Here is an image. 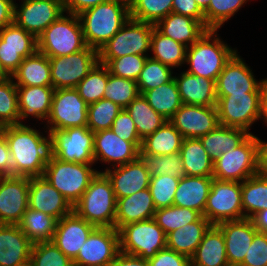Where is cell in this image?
<instances>
[{"label": "cell", "mask_w": 267, "mask_h": 266, "mask_svg": "<svg viewBox=\"0 0 267 266\" xmlns=\"http://www.w3.org/2000/svg\"><path fill=\"white\" fill-rule=\"evenodd\" d=\"M154 26L161 34L187 47H190L208 30L200 21L173 12Z\"/></svg>", "instance_id": "obj_30"}, {"label": "cell", "mask_w": 267, "mask_h": 266, "mask_svg": "<svg viewBox=\"0 0 267 266\" xmlns=\"http://www.w3.org/2000/svg\"><path fill=\"white\" fill-rule=\"evenodd\" d=\"M92 166L63 162L50 155L43 177L74 206L99 172Z\"/></svg>", "instance_id": "obj_6"}, {"label": "cell", "mask_w": 267, "mask_h": 266, "mask_svg": "<svg viewBox=\"0 0 267 266\" xmlns=\"http://www.w3.org/2000/svg\"><path fill=\"white\" fill-rule=\"evenodd\" d=\"M173 68L162 64L160 61L147 57L143 69L136 81L139 94L155 89L162 84L174 79Z\"/></svg>", "instance_id": "obj_44"}, {"label": "cell", "mask_w": 267, "mask_h": 266, "mask_svg": "<svg viewBox=\"0 0 267 266\" xmlns=\"http://www.w3.org/2000/svg\"><path fill=\"white\" fill-rule=\"evenodd\" d=\"M262 120L267 125V78L262 83Z\"/></svg>", "instance_id": "obj_66"}, {"label": "cell", "mask_w": 267, "mask_h": 266, "mask_svg": "<svg viewBox=\"0 0 267 266\" xmlns=\"http://www.w3.org/2000/svg\"><path fill=\"white\" fill-rule=\"evenodd\" d=\"M135 123L138 136L143 140L154 133L166 121L147 102L143 95L139 94L126 108Z\"/></svg>", "instance_id": "obj_39"}, {"label": "cell", "mask_w": 267, "mask_h": 266, "mask_svg": "<svg viewBox=\"0 0 267 266\" xmlns=\"http://www.w3.org/2000/svg\"><path fill=\"white\" fill-rule=\"evenodd\" d=\"M29 208L57 220L73 211V206L43 176L30 177Z\"/></svg>", "instance_id": "obj_23"}, {"label": "cell", "mask_w": 267, "mask_h": 266, "mask_svg": "<svg viewBox=\"0 0 267 266\" xmlns=\"http://www.w3.org/2000/svg\"><path fill=\"white\" fill-rule=\"evenodd\" d=\"M0 48L37 49V38L13 22L0 30Z\"/></svg>", "instance_id": "obj_54"}, {"label": "cell", "mask_w": 267, "mask_h": 266, "mask_svg": "<svg viewBox=\"0 0 267 266\" xmlns=\"http://www.w3.org/2000/svg\"><path fill=\"white\" fill-rule=\"evenodd\" d=\"M249 135L250 133L241 128L218 125L199 139L207 154L215 161L222 153L236 148Z\"/></svg>", "instance_id": "obj_34"}, {"label": "cell", "mask_w": 267, "mask_h": 266, "mask_svg": "<svg viewBox=\"0 0 267 266\" xmlns=\"http://www.w3.org/2000/svg\"><path fill=\"white\" fill-rule=\"evenodd\" d=\"M239 266H267V233L257 232Z\"/></svg>", "instance_id": "obj_55"}, {"label": "cell", "mask_w": 267, "mask_h": 266, "mask_svg": "<svg viewBox=\"0 0 267 266\" xmlns=\"http://www.w3.org/2000/svg\"><path fill=\"white\" fill-rule=\"evenodd\" d=\"M150 266H190V259L172 249L164 248L153 258L148 259Z\"/></svg>", "instance_id": "obj_58"}, {"label": "cell", "mask_w": 267, "mask_h": 266, "mask_svg": "<svg viewBox=\"0 0 267 266\" xmlns=\"http://www.w3.org/2000/svg\"><path fill=\"white\" fill-rule=\"evenodd\" d=\"M179 180L169 175L151 176L149 190L156 210L173 205Z\"/></svg>", "instance_id": "obj_53"}, {"label": "cell", "mask_w": 267, "mask_h": 266, "mask_svg": "<svg viewBox=\"0 0 267 266\" xmlns=\"http://www.w3.org/2000/svg\"><path fill=\"white\" fill-rule=\"evenodd\" d=\"M119 252V232L115 228H95L81 246L73 265L110 266Z\"/></svg>", "instance_id": "obj_16"}, {"label": "cell", "mask_w": 267, "mask_h": 266, "mask_svg": "<svg viewBox=\"0 0 267 266\" xmlns=\"http://www.w3.org/2000/svg\"><path fill=\"white\" fill-rule=\"evenodd\" d=\"M52 87L54 89L76 88L99 62L98 51L85 49L62 57H49Z\"/></svg>", "instance_id": "obj_14"}, {"label": "cell", "mask_w": 267, "mask_h": 266, "mask_svg": "<svg viewBox=\"0 0 267 266\" xmlns=\"http://www.w3.org/2000/svg\"><path fill=\"white\" fill-rule=\"evenodd\" d=\"M122 109L111 100L104 98L89 104L87 127L92 132L110 129L114 119Z\"/></svg>", "instance_id": "obj_49"}, {"label": "cell", "mask_w": 267, "mask_h": 266, "mask_svg": "<svg viewBox=\"0 0 267 266\" xmlns=\"http://www.w3.org/2000/svg\"><path fill=\"white\" fill-rule=\"evenodd\" d=\"M108 81V68L98 62L77 85L81 98L89 105L103 98Z\"/></svg>", "instance_id": "obj_43"}, {"label": "cell", "mask_w": 267, "mask_h": 266, "mask_svg": "<svg viewBox=\"0 0 267 266\" xmlns=\"http://www.w3.org/2000/svg\"><path fill=\"white\" fill-rule=\"evenodd\" d=\"M105 1L107 0H62V3L65 13L79 15Z\"/></svg>", "instance_id": "obj_60"}, {"label": "cell", "mask_w": 267, "mask_h": 266, "mask_svg": "<svg viewBox=\"0 0 267 266\" xmlns=\"http://www.w3.org/2000/svg\"><path fill=\"white\" fill-rule=\"evenodd\" d=\"M184 137L167 120L154 133L146 136L141 143L140 154L169 155L179 152Z\"/></svg>", "instance_id": "obj_35"}, {"label": "cell", "mask_w": 267, "mask_h": 266, "mask_svg": "<svg viewBox=\"0 0 267 266\" xmlns=\"http://www.w3.org/2000/svg\"><path fill=\"white\" fill-rule=\"evenodd\" d=\"M142 95L149 105L167 120H170L183 105L174 79L155 89L145 91Z\"/></svg>", "instance_id": "obj_40"}, {"label": "cell", "mask_w": 267, "mask_h": 266, "mask_svg": "<svg viewBox=\"0 0 267 266\" xmlns=\"http://www.w3.org/2000/svg\"><path fill=\"white\" fill-rule=\"evenodd\" d=\"M14 5L9 0H0V30L13 23Z\"/></svg>", "instance_id": "obj_63"}, {"label": "cell", "mask_w": 267, "mask_h": 266, "mask_svg": "<svg viewBox=\"0 0 267 266\" xmlns=\"http://www.w3.org/2000/svg\"><path fill=\"white\" fill-rule=\"evenodd\" d=\"M118 232L120 251L126 254L148 260L167 247V235L154 218L126 224Z\"/></svg>", "instance_id": "obj_8"}, {"label": "cell", "mask_w": 267, "mask_h": 266, "mask_svg": "<svg viewBox=\"0 0 267 266\" xmlns=\"http://www.w3.org/2000/svg\"><path fill=\"white\" fill-rule=\"evenodd\" d=\"M11 78L16 86H52L49 57L37 50L23 59Z\"/></svg>", "instance_id": "obj_32"}, {"label": "cell", "mask_w": 267, "mask_h": 266, "mask_svg": "<svg viewBox=\"0 0 267 266\" xmlns=\"http://www.w3.org/2000/svg\"><path fill=\"white\" fill-rule=\"evenodd\" d=\"M184 165V175L213 177V160L199 138H186L179 151Z\"/></svg>", "instance_id": "obj_36"}, {"label": "cell", "mask_w": 267, "mask_h": 266, "mask_svg": "<svg viewBox=\"0 0 267 266\" xmlns=\"http://www.w3.org/2000/svg\"><path fill=\"white\" fill-rule=\"evenodd\" d=\"M87 47L78 15L64 13L38 37L37 50L47 57H62Z\"/></svg>", "instance_id": "obj_5"}, {"label": "cell", "mask_w": 267, "mask_h": 266, "mask_svg": "<svg viewBox=\"0 0 267 266\" xmlns=\"http://www.w3.org/2000/svg\"><path fill=\"white\" fill-rule=\"evenodd\" d=\"M36 51L37 49L0 48V70L5 76H12L23 59Z\"/></svg>", "instance_id": "obj_56"}, {"label": "cell", "mask_w": 267, "mask_h": 266, "mask_svg": "<svg viewBox=\"0 0 267 266\" xmlns=\"http://www.w3.org/2000/svg\"><path fill=\"white\" fill-rule=\"evenodd\" d=\"M18 118L17 86L11 76H5L0 80V128L18 125Z\"/></svg>", "instance_id": "obj_45"}, {"label": "cell", "mask_w": 267, "mask_h": 266, "mask_svg": "<svg viewBox=\"0 0 267 266\" xmlns=\"http://www.w3.org/2000/svg\"><path fill=\"white\" fill-rule=\"evenodd\" d=\"M183 104L197 106H216L215 80L192 75L186 71L174 76Z\"/></svg>", "instance_id": "obj_27"}, {"label": "cell", "mask_w": 267, "mask_h": 266, "mask_svg": "<svg viewBox=\"0 0 267 266\" xmlns=\"http://www.w3.org/2000/svg\"><path fill=\"white\" fill-rule=\"evenodd\" d=\"M262 83L263 79L258 81L250 66L236 52L215 81L217 100L225 95L262 92Z\"/></svg>", "instance_id": "obj_18"}, {"label": "cell", "mask_w": 267, "mask_h": 266, "mask_svg": "<svg viewBox=\"0 0 267 266\" xmlns=\"http://www.w3.org/2000/svg\"><path fill=\"white\" fill-rule=\"evenodd\" d=\"M142 142H129L120 138L111 129L94 132V159L108 163L110 166H120L136 160L140 155ZM112 164V165H111Z\"/></svg>", "instance_id": "obj_19"}, {"label": "cell", "mask_w": 267, "mask_h": 266, "mask_svg": "<svg viewBox=\"0 0 267 266\" xmlns=\"http://www.w3.org/2000/svg\"><path fill=\"white\" fill-rule=\"evenodd\" d=\"M110 266H150L147 259L119 252Z\"/></svg>", "instance_id": "obj_62"}, {"label": "cell", "mask_w": 267, "mask_h": 266, "mask_svg": "<svg viewBox=\"0 0 267 266\" xmlns=\"http://www.w3.org/2000/svg\"><path fill=\"white\" fill-rule=\"evenodd\" d=\"M154 25L130 18L98 51L99 59H114L125 55H149ZM147 53V54H146Z\"/></svg>", "instance_id": "obj_10"}, {"label": "cell", "mask_w": 267, "mask_h": 266, "mask_svg": "<svg viewBox=\"0 0 267 266\" xmlns=\"http://www.w3.org/2000/svg\"><path fill=\"white\" fill-rule=\"evenodd\" d=\"M57 219L49 214L32 210L29 207L18 223L19 228L34 244L52 241L56 230Z\"/></svg>", "instance_id": "obj_38"}, {"label": "cell", "mask_w": 267, "mask_h": 266, "mask_svg": "<svg viewBox=\"0 0 267 266\" xmlns=\"http://www.w3.org/2000/svg\"><path fill=\"white\" fill-rule=\"evenodd\" d=\"M151 176L169 175L175 178L184 176V165L179 152L169 155L140 154Z\"/></svg>", "instance_id": "obj_46"}, {"label": "cell", "mask_w": 267, "mask_h": 266, "mask_svg": "<svg viewBox=\"0 0 267 266\" xmlns=\"http://www.w3.org/2000/svg\"><path fill=\"white\" fill-rule=\"evenodd\" d=\"M211 226L212 224L204 216H201L196 222L167 234V248L190 259Z\"/></svg>", "instance_id": "obj_33"}, {"label": "cell", "mask_w": 267, "mask_h": 266, "mask_svg": "<svg viewBox=\"0 0 267 266\" xmlns=\"http://www.w3.org/2000/svg\"><path fill=\"white\" fill-rule=\"evenodd\" d=\"M138 95L139 91L136 81L114 76L108 70V81L103 95L104 99L111 100L125 109Z\"/></svg>", "instance_id": "obj_48"}, {"label": "cell", "mask_w": 267, "mask_h": 266, "mask_svg": "<svg viewBox=\"0 0 267 266\" xmlns=\"http://www.w3.org/2000/svg\"><path fill=\"white\" fill-rule=\"evenodd\" d=\"M13 5L16 4V0H9ZM15 1V2H14ZM22 1V0H21Z\"/></svg>", "instance_id": "obj_70"}, {"label": "cell", "mask_w": 267, "mask_h": 266, "mask_svg": "<svg viewBox=\"0 0 267 266\" xmlns=\"http://www.w3.org/2000/svg\"><path fill=\"white\" fill-rule=\"evenodd\" d=\"M173 0H137L130 18L155 25L172 12Z\"/></svg>", "instance_id": "obj_50"}, {"label": "cell", "mask_w": 267, "mask_h": 266, "mask_svg": "<svg viewBox=\"0 0 267 266\" xmlns=\"http://www.w3.org/2000/svg\"><path fill=\"white\" fill-rule=\"evenodd\" d=\"M249 0H211L203 12L205 27L218 30L227 23Z\"/></svg>", "instance_id": "obj_47"}, {"label": "cell", "mask_w": 267, "mask_h": 266, "mask_svg": "<svg viewBox=\"0 0 267 266\" xmlns=\"http://www.w3.org/2000/svg\"><path fill=\"white\" fill-rule=\"evenodd\" d=\"M186 138H200L219 125L216 106L183 104L169 120Z\"/></svg>", "instance_id": "obj_20"}, {"label": "cell", "mask_w": 267, "mask_h": 266, "mask_svg": "<svg viewBox=\"0 0 267 266\" xmlns=\"http://www.w3.org/2000/svg\"><path fill=\"white\" fill-rule=\"evenodd\" d=\"M95 228L72 211L57 221L52 241L64 255L73 261Z\"/></svg>", "instance_id": "obj_22"}, {"label": "cell", "mask_w": 267, "mask_h": 266, "mask_svg": "<svg viewBox=\"0 0 267 266\" xmlns=\"http://www.w3.org/2000/svg\"><path fill=\"white\" fill-rule=\"evenodd\" d=\"M201 216L202 215L198 211L193 209L172 205L167 208L157 209L154 219L167 235L171 231L196 222Z\"/></svg>", "instance_id": "obj_42"}, {"label": "cell", "mask_w": 267, "mask_h": 266, "mask_svg": "<svg viewBox=\"0 0 267 266\" xmlns=\"http://www.w3.org/2000/svg\"><path fill=\"white\" fill-rule=\"evenodd\" d=\"M190 266H230L226 256L223 232L212 225L190 258Z\"/></svg>", "instance_id": "obj_31"}, {"label": "cell", "mask_w": 267, "mask_h": 266, "mask_svg": "<svg viewBox=\"0 0 267 266\" xmlns=\"http://www.w3.org/2000/svg\"><path fill=\"white\" fill-rule=\"evenodd\" d=\"M152 59L171 68H181L185 64L187 46L161 34L155 27L151 34Z\"/></svg>", "instance_id": "obj_37"}, {"label": "cell", "mask_w": 267, "mask_h": 266, "mask_svg": "<svg viewBox=\"0 0 267 266\" xmlns=\"http://www.w3.org/2000/svg\"><path fill=\"white\" fill-rule=\"evenodd\" d=\"M251 219L258 232L267 233V209L259 211Z\"/></svg>", "instance_id": "obj_65"}, {"label": "cell", "mask_w": 267, "mask_h": 266, "mask_svg": "<svg viewBox=\"0 0 267 266\" xmlns=\"http://www.w3.org/2000/svg\"><path fill=\"white\" fill-rule=\"evenodd\" d=\"M257 174L258 141L253 133L236 148L222 153L213 162V178L220 181L241 183Z\"/></svg>", "instance_id": "obj_7"}, {"label": "cell", "mask_w": 267, "mask_h": 266, "mask_svg": "<svg viewBox=\"0 0 267 266\" xmlns=\"http://www.w3.org/2000/svg\"><path fill=\"white\" fill-rule=\"evenodd\" d=\"M258 141V174L267 176V142L257 137Z\"/></svg>", "instance_id": "obj_64"}, {"label": "cell", "mask_w": 267, "mask_h": 266, "mask_svg": "<svg viewBox=\"0 0 267 266\" xmlns=\"http://www.w3.org/2000/svg\"><path fill=\"white\" fill-rule=\"evenodd\" d=\"M172 12L196 19L205 26L204 13L197 6L195 0H173Z\"/></svg>", "instance_id": "obj_59"}, {"label": "cell", "mask_w": 267, "mask_h": 266, "mask_svg": "<svg viewBox=\"0 0 267 266\" xmlns=\"http://www.w3.org/2000/svg\"><path fill=\"white\" fill-rule=\"evenodd\" d=\"M219 125L250 132V127L262 120V92L225 95L217 100Z\"/></svg>", "instance_id": "obj_11"}, {"label": "cell", "mask_w": 267, "mask_h": 266, "mask_svg": "<svg viewBox=\"0 0 267 266\" xmlns=\"http://www.w3.org/2000/svg\"><path fill=\"white\" fill-rule=\"evenodd\" d=\"M242 208L245 218L267 209V176L257 174L241 182Z\"/></svg>", "instance_id": "obj_41"}, {"label": "cell", "mask_w": 267, "mask_h": 266, "mask_svg": "<svg viewBox=\"0 0 267 266\" xmlns=\"http://www.w3.org/2000/svg\"><path fill=\"white\" fill-rule=\"evenodd\" d=\"M5 77V75L2 73V71L0 70V80L2 79V78H4Z\"/></svg>", "instance_id": "obj_69"}, {"label": "cell", "mask_w": 267, "mask_h": 266, "mask_svg": "<svg viewBox=\"0 0 267 266\" xmlns=\"http://www.w3.org/2000/svg\"><path fill=\"white\" fill-rule=\"evenodd\" d=\"M88 104L76 88L55 89L49 117L44 129L48 132L69 127H83L88 123Z\"/></svg>", "instance_id": "obj_13"}, {"label": "cell", "mask_w": 267, "mask_h": 266, "mask_svg": "<svg viewBox=\"0 0 267 266\" xmlns=\"http://www.w3.org/2000/svg\"><path fill=\"white\" fill-rule=\"evenodd\" d=\"M217 226L223 232L226 256L230 266H239L258 232L252 219L224 221Z\"/></svg>", "instance_id": "obj_24"}, {"label": "cell", "mask_w": 267, "mask_h": 266, "mask_svg": "<svg viewBox=\"0 0 267 266\" xmlns=\"http://www.w3.org/2000/svg\"><path fill=\"white\" fill-rule=\"evenodd\" d=\"M99 172H104L110 179L116 200L149 188L151 175L140 157L124 165Z\"/></svg>", "instance_id": "obj_21"}, {"label": "cell", "mask_w": 267, "mask_h": 266, "mask_svg": "<svg viewBox=\"0 0 267 266\" xmlns=\"http://www.w3.org/2000/svg\"><path fill=\"white\" fill-rule=\"evenodd\" d=\"M44 132L47 136L25 124L0 128L11 154L12 176H43L51 155L49 132Z\"/></svg>", "instance_id": "obj_1"}, {"label": "cell", "mask_w": 267, "mask_h": 266, "mask_svg": "<svg viewBox=\"0 0 267 266\" xmlns=\"http://www.w3.org/2000/svg\"><path fill=\"white\" fill-rule=\"evenodd\" d=\"M218 30L208 29L190 47H187L185 65L186 72L203 76L211 80L217 79L225 64L238 52L220 39Z\"/></svg>", "instance_id": "obj_3"}, {"label": "cell", "mask_w": 267, "mask_h": 266, "mask_svg": "<svg viewBox=\"0 0 267 266\" xmlns=\"http://www.w3.org/2000/svg\"><path fill=\"white\" fill-rule=\"evenodd\" d=\"M117 200L110 179L98 172L73 211L96 228H115Z\"/></svg>", "instance_id": "obj_4"}, {"label": "cell", "mask_w": 267, "mask_h": 266, "mask_svg": "<svg viewBox=\"0 0 267 266\" xmlns=\"http://www.w3.org/2000/svg\"><path fill=\"white\" fill-rule=\"evenodd\" d=\"M210 1L211 0H195L197 6L202 12H204L208 8Z\"/></svg>", "instance_id": "obj_67"}, {"label": "cell", "mask_w": 267, "mask_h": 266, "mask_svg": "<svg viewBox=\"0 0 267 266\" xmlns=\"http://www.w3.org/2000/svg\"><path fill=\"white\" fill-rule=\"evenodd\" d=\"M51 156L63 162L95 164L94 132L87 126L49 132Z\"/></svg>", "instance_id": "obj_9"}, {"label": "cell", "mask_w": 267, "mask_h": 266, "mask_svg": "<svg viewBox=\"0 0 267 266\" xmlns=\"http://www.w3.org/2000/svg\"><path fill=\"white\" fill-rule=\"evenodd\" d=\"M203 216L212 225L244 219L241 183L213 178Z\"/></svg>", "instance_id": "obj_12"}, {"label": "cell", "mask_w": 267, "mask_h": 266, "mask_svg": "<svg viewBox=\"0 0 267 266\" xmlns=\"http://www.w3.org/2000/svg\"><path fill=\"white\" fill-rule=\"evenodd\" d=\"M110 129L125 141L142 142L138 136L135 123L126 109L119 112Z\"/></svg>", "instance_id": "obj_57"}, {"label": "cell", "mask_w": 267, "mask_h": 266, "mask_svg": "<svg viewBox=\"0 0 267 266\" xmlns=\"http://www.w3.org/2000/svg\"><path fill=\"white\" fill-rule=\"evenodd\" d=\"M78 17L87 46L99 51L130 19V10L114 0H107Z\"/></svg>", "instance_id": "obj_2"}, {"label": "cell", "mask_w": 267, "mask_h": 266, "mask_svg": "<svg viewBox=\"0 0 267 266\" xmlns=\"http://www.w3.org/2000/svg\"><path fill=\"white\" fill-rule=\"evenodd\" d=\"M29 264L30 266H74L73 261L64 255L53 241L34 243Z\"/></svg>", "instance_id": "obj_51"}, {"label": "cell", "mask_w": 267, "mask_h": 266, "mask_svg": "<svg viewBox=\"0 0 267 266\" xmlns=\"http://www.w3.org/2000/svg\"><path fill=\"white\" fill-rule=\"evenodd\" d=\"M30 177H0V224H18L29 207Z\"/></svg>", "instance_id": "obj_17"}, {"label": "cell", "mask_w": 267, "mask_h": 266, "mask_svg": "<svg viewBox=\"0 0 267 266\" xmlns=\"http://www.w3.org/2000/svg\"><path fill=\"white\" fill-rule=\"evenodd\" d=\"M12 175V160L5 137L0 133V177Z\"/></svg>", "instance_id": "obj_61"}, {"label": "cell", "mask_w": 267, "mask_h": 266, "mask_svg": "<svg viewBox=\"0 0 267 266\" xmlns=\"http://www.w3.org/2000/svg\"><path fill=\"white\" fill-rule=\"evenodd\" d=\"M63 13L62 0H22L14 4L13 22L37 38Z\"/></svg>", "instance_id": "obj_15"}, {"label": "cell", "mask_w": 267, "mask_h": 266, "mask_svg": "<svg viewBox=\"0 0 267 266\" xmlns=\"http://www.w3.org/2000/svg\"><path fill=\"white\" fill-rule=\"evenodd\" d=\"M114 1L124 5L126 8L130 10L137 0H114Z\"/></svg>", "instance_id": "obj_68"}, {"label": "cell", "mask_w": 267, "mask_h": 266, "mask_svg": "<svg viewBox=\"0 0 267 266\" xmlns=\"http://www.w3.org/2000/svg\"><path fill=\"white\" fill-rule=\"evenodd\" d=\"M212 181L213 177L182 176L173 205L193 209L203 216Z\"/></svg>", "instance_id": "obj_29"}, {"label": "cell", "mask_w": 267, "mask_h": 266, "mask_svg": "<svg viewBox=\"0 0 267 266\" xmlns=\"http://www.w3.org/2000/svg\"><path fill=\"white\" fill-rule=\"evenodd\" d=\"M54 90L52 86H17L18 124H25L23 120L29 117L45 122L50 114Z\"/></svg>", "instance_id": "obj_26"}, {"label": "cell", "mask_w": 267, "mask_h": 266, "mask_svg": "<svg viewBox=\"0 0 267 266\" xmlns=\"http://www.w3.org/2000/svg\"><path fill=\"white\" fill-rule=\"evenodd\" d=\"M148 56L131 54L114 59H99V62L105 64L112 75L137 81Z\"/></svg>", "instance_id": "obj_52"}, {"label": "cell", "mask_w": 267, "mask_h": 266, "mask_svg": "<svg viewBox=\"0 0 267 266\" xmlns=\"http://www.w3.org/2000/svg\"><path fill=\"white\" fill-rule=\"evenodd\" d=\"M156 207L149 188L130 196L117 199L115 229L122 226L154 218Z\"/></svg>", "instance_id": "obj_28"}, {"label": "cell", "mask_w": 267, "mask_h": 266, "mask_svg": "<svg viewBox=\"0 0 267 266\" xmlns=\"http://www.w3.org/2000/svg\"><path fill=\"white\" fill-rule=\"evenodd\" d=\"M32 245L18 224H0V266L29 264Z\"/></svg>", "instance_id": "obj_25"}]
</instances>
